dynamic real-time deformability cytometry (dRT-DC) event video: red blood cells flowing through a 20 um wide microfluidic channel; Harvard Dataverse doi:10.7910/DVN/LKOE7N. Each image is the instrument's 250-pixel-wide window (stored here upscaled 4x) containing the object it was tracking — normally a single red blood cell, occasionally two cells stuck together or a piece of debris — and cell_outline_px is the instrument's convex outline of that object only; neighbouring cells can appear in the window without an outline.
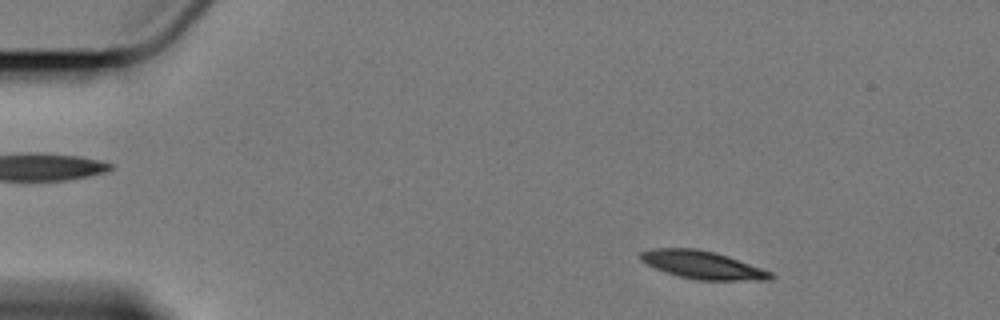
{"species": "Egyptian fruit bat (a non-hibernating species)", "species_latin": "Rousettus aegyptiacus", "temperature_condition": "cold", "stored_images_in_passage": 6, "camera_frame_rate_fps": 3000, "um_per_image_px": 0.085, "animal": {"sex": "female"}, "frame": {"image": 1, "passage_image": 1, "time_ms": 0.0, "image_size_px": [1000, 320], "cell_outline_px": [[776, 276], [772, 280], [696, 280], [664, 272], [640, 260], [640, 252], [652, 248], [696, 248], [716, 252], [728, 256], [772, 272]], "centroid_in_image_um": [59.73, 22.52], "position_along_channel_um": 25.3, "area_um2": 21.21}}
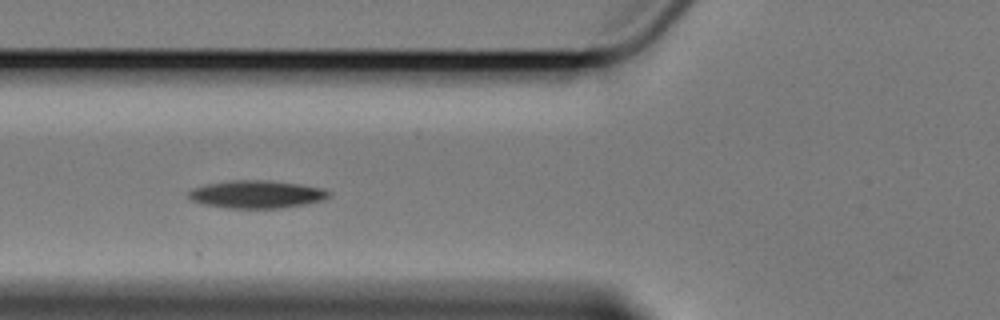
{"frame": {"image": 2, "passage_image": 5, "time_ms": 4.667, "image_size_px": [1000, 320], "cell_outline_px": [[332, 196], [324, 200], [304, 204], [280, 208], [228, 208], [200, 204], [192, 200], [188, 196], [188, 192], [192, 188], [204, 184], [228, 180], [268, 180], [300, 184], [324, 188], [332, 192]], "centroid_in_image_um": [21.82, 16.51], "position_along_channel_um": 104.0, "area_um2": 23.06}}
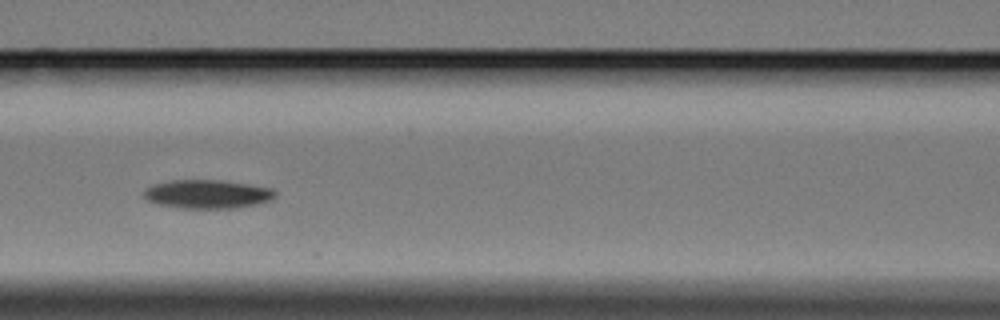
{"frame": {"image": 3, "passage_image": 6, "time_ms": 6.0, "image_size_px": [1000, 320], "cell_outline_px": [[276, 196], [272, 200], [260, 204], [236, 208], [184, 208], [160, 204], [148, 200], [144, 196], [144, 188], [152, 184], [172, 180], [224, 180], [272, 188], [276, 192]], "centroid_in_image_um": [17.67, 16.49], "position_along_channel_um": 148.9, "area_um2": 22.08}}